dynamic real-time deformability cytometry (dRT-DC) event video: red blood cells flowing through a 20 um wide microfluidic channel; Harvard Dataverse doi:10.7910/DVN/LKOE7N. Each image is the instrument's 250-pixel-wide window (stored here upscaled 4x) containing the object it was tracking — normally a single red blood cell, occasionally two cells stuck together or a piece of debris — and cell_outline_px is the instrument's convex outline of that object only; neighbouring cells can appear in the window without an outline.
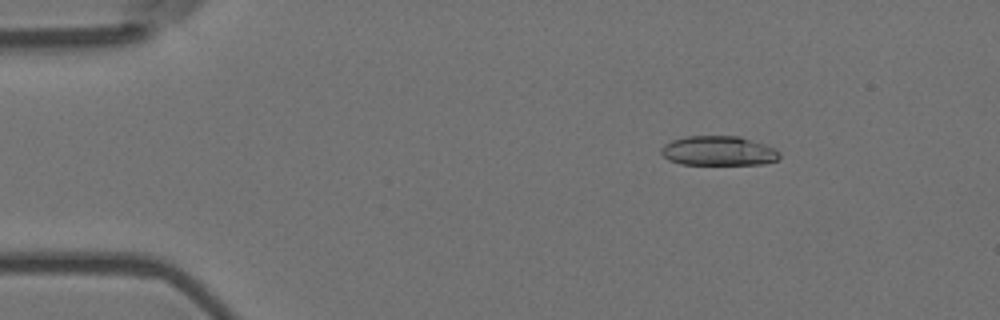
{"species": "Egyptian fruit bat (a non-hibernating species)", "species_latin": "Rousettus aegyptiacus", "temperature_condition": "room temperature", "stored_images_in_passage": 48, "camera_frame_rate_fps": 3000, "um_per_image_px": 0.085, "animal": {"sex": "female"}, "frame": {"image": 1, "passage_image": 1, "time_ms": 0.0, "image_size_px": [1000, 320], "cell_outline_px": [[780, 156], [776, 160], [764, 164], [680, 164], [668, 160], [660, 152], [660, 148], [664, 144], [672, 140], [688, 136], [740, 136], [776, 148], [780, 152]], "centroid_in_image_um": [61.07, 12.82], "position_along_channel_um": 23.9, "area_um2": 20.46}}
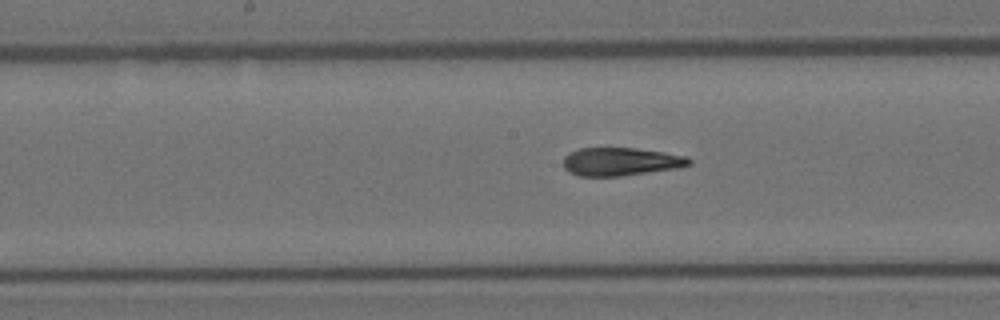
{"frame": {"image": 2, "passage_image": 21, "time_ms": 6.667, "image_size_px": [1000, 320], "cell_outline_px": [[692, 164], [680, 168], [620, 176], [580, 176], [568, 172], [564, 168], [564, 156], [568, 152], [580, 148], [636, 148], [664, 152], [688, 156], [692, 160]], "centroid_in_image_um": [52.79, 13.74], "position_along_channel_um": 195.4, "area_um2": 20.87}}
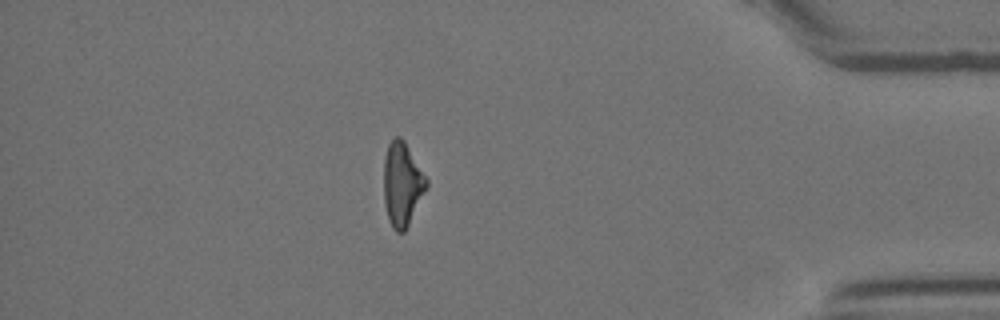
{"frame": {"image": 3, "passage_image": 41, "time_ms": 13.333, "image_size_px": [1000, 320], "cell_outline_px": [[428, 184], [404, 232], [396, 232], [392, 228], [388, 220], [384, 204], [384, 156], [388, 144], [396, 136], [400, 136], [404, 140], [428, 180]], "centroid_in_image_um": [34.16, 15.64], "position_along_channel_um": 401.0, "area_um2": 20.63}, "authors_computed_cell_mechanics": {"area_um2": 21.0681, "velocity_mm_per_s": 3.6878, "shape_relaxation_time_tau1_ms": 8.2362, "shape_relaxation_time_tau2_ms": 2.4787, "deformation_change_tau1": 0.231, "deformation_change_tau2": 0.1164}}